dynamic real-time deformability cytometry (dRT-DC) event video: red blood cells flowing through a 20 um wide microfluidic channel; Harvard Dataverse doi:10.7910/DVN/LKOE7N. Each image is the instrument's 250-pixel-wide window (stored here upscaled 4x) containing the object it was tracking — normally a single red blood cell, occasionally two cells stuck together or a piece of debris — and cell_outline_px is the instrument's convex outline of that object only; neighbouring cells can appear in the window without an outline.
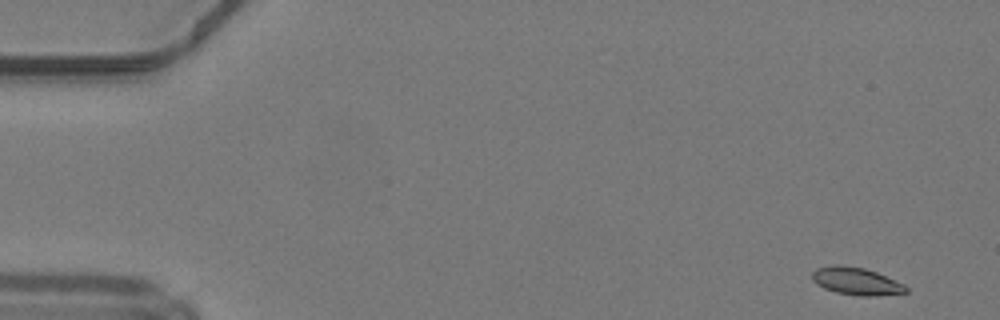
{"species": "common noctule bat (a hibernating species)", "species_latin": "Nyctalus noctula", "temperature_condition": "warm", "stored_images_in_passage": 48, "camera_frame_rate_fps": 3000, "um_per_image_px": 0.085, "animal": {"sex": "male", "body_mass_g": 19.2, "forearm_length_mm": 51.8}, "frame": {"image": 1, "passage_image": 1, "time_ms": 0.0, "image_size_px": [1000, 320], "cell_outline_px": [[908, 292], [876, 296], [860, 296], [836, 292], [824, 288], [816, 284], [812, 280], [812, 272], [816, 268], [832, 264], [840, 264], [864, 268], [876, 272], [904, 284], [908, 288]], "centroid_in_image_um": [72.76, 23.89], "position_along_channel_um": 12.2, "area_um2": 15.14}}
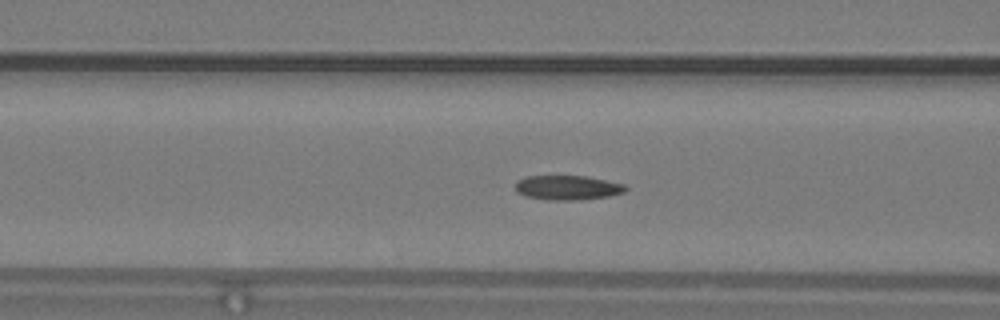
{"frame": {"image": 2, "passage_image": 18, "time_ms": 5.667, "image_size_px": [1000, 320], "cell_outline_px": [[628, 188], [624, 192], [608, 196], [580, 200], [548, 200], [524, 196], [516, 192], [516, 180], [528, 176], [588, 176], [624, 184]], "centroid_in_image_um": [48.22, 15.95], "position_along_channel_um": 118.4, "area_um2": 15.84}}
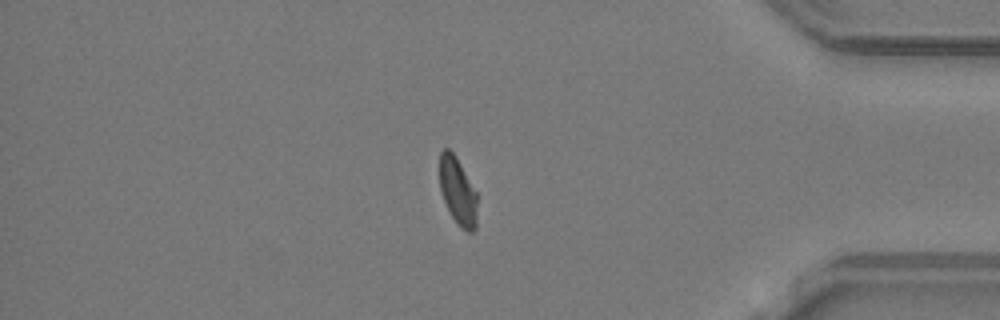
{"frame": {"image": 3, "passage_image": 40, "time_ms": 13.0, "image_size_px": [1000, 320], "cell_outline_px": [[476, 228], [472, 232], [468, 232], [460, 228], [452, 216], [440, 192], [440, 152], [444, 148], [448, 148], [456, 156], [476, 192]], "centroid_in_image_um": [38.9, 16.26], "position_along_channel_um": 396.3, "area_um2": 14.62}, "authors_computed_cell_mechanics": {"area_um2": 15.6638, "velocity_mm_per_s": 4.2263, "shape_relaxation_time_tau1_ms": 8.7529, "shape_relaxation_time_tau2_ms": 2.1631, "deformation_change_tau1": 0.1902, "deformation_change_tau2": 0.0815}}